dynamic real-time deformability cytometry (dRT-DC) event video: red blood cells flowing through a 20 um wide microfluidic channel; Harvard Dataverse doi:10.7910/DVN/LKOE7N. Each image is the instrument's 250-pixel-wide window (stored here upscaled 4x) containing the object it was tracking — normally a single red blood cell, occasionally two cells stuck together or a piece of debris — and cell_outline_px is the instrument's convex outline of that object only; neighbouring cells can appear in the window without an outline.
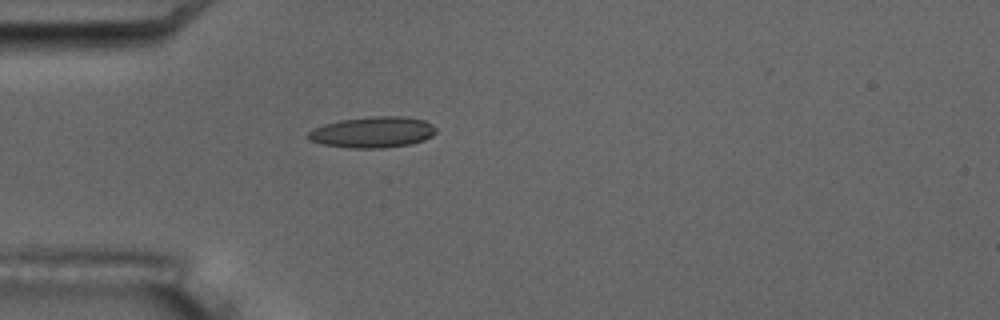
{"species": "common noctule bat (a hibernating species)", "species_latin": "Nyctalus noctula", "temperature_condition": "room temperature", "stored_images_in_passage": 4, "camera_frame_rate_fps": 3000, "um_per_image_px": 0.085, "animal": {"sex": "male", "body_mass_g": 17.5, "forearm_length_mm": 52.3}, "frame": {"image": 1, "passage_image": 4, "time_ms": 4.333, "image_size_px": [1000, 320], "cell_outline_px": [[436, 132], [432, 136], [424, 140], [412, 144], [380, 148], [352, 148], [324, 144], [308, 140], [308, 132], [312, 128], [324, 124], [340, 120], [372, 116], [404, 116], [424, 120], [432, 124], [436, 128]], "centroid_in_image_um": [31.69, 11.23], "position_along_channel_um": 53.3, "area_um2": 23.18}}